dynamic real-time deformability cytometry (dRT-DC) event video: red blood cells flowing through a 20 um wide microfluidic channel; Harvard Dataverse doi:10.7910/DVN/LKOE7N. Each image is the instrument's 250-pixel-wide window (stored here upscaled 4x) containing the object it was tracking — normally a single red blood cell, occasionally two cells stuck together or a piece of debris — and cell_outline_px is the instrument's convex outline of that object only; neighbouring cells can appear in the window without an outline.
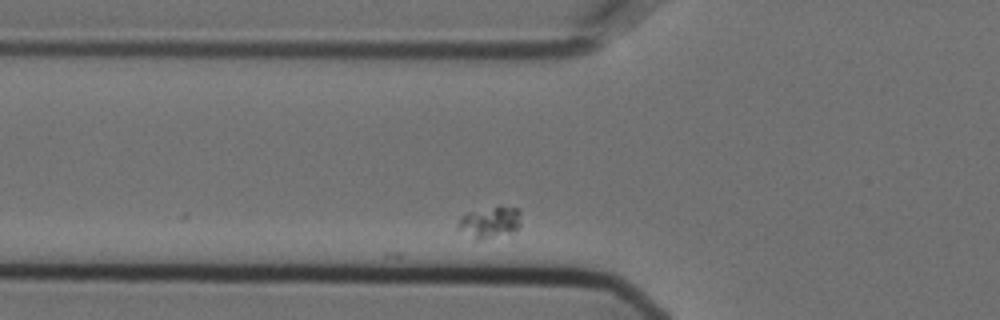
{"species": "Egyptian fruit bat (a non-hibernating species)", "species_latin": "Rousettus aegyptiacus", "temperature_condition": "cold", "stored_images_in_passage": 4, "camera_frame_rate_fps": 3000, "um_per_image_px": 0.085, "animal": {"sex": "female"}, "frame": {"image": 1, "passage_image": 4, "time_ms": 1.0, "image_size_px": [1000, 320], "cell_outline_px": [[520, 224], [516, 232], [476, 240], [456, 228], [456, 224], [460, 216], [468, 212], [500, 204], [520, 208]], "centroid_in_image_um": [41.65, 18.85], "position_along_channel_um": 84.2, "area_um2": 12.02}}